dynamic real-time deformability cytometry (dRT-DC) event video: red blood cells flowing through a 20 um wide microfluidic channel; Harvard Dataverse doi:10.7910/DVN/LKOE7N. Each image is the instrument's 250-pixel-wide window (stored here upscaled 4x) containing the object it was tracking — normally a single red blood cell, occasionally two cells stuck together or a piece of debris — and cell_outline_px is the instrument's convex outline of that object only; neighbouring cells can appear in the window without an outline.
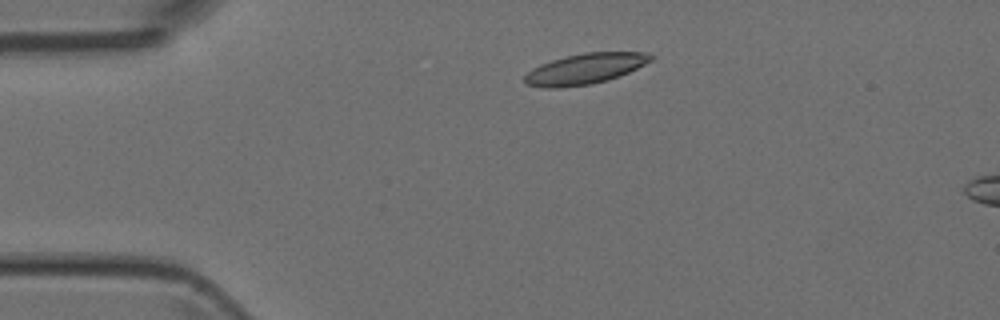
{"species": "Egyptian fruit bat (a non-hibernating species)", "species_latin": "Rousettus aegyptiacus", "temperature_condition": "room temperature", "stored_images_in_passage": 3, "camera_frame_rate_fps": 3000, "um_per_image_px": 0.085, "animal": {"sex": "female"}, "frame": {"image": 1, "passage_image": 2, "time_ms": 1.0, "image_size_px": [1000, 320], "cell_outline_px": [[656, 56], [652, 60], [628, 72], [608, 80], [592, 84], [556, 88], [544, 88], [524, 84], [524, 76], [532, 68], [540, 64], [564, 56], [584, 52], [648, 52]], "centroid_in_image_um": [49.71, 5.84], "position_along_channel_um": 35.3, "area_um2": 22.66}}
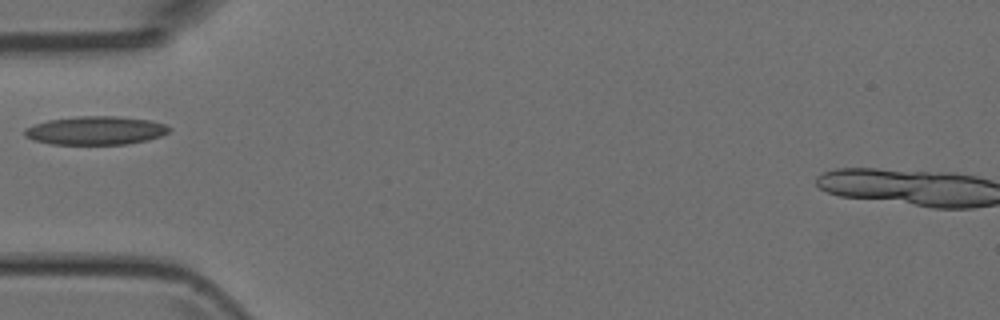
{"frame": {"image": 2, "passage_image": 3, "time_ms": 3.0, "image_size_px": [1000, 320], "cell_outline_px": [[172, 128], [168, 132], [160, 136], [148, 140], [128, 144], [52, 144], [32, 140], [24, 136], [24, 128], [48, 120], [76, 116], [116, 116], [148, 120], [164, 124]], "centroid_in_image_um": [8.11, 11.09], "position_along_channel_um": 76.9, "area_um2": 23.99}}